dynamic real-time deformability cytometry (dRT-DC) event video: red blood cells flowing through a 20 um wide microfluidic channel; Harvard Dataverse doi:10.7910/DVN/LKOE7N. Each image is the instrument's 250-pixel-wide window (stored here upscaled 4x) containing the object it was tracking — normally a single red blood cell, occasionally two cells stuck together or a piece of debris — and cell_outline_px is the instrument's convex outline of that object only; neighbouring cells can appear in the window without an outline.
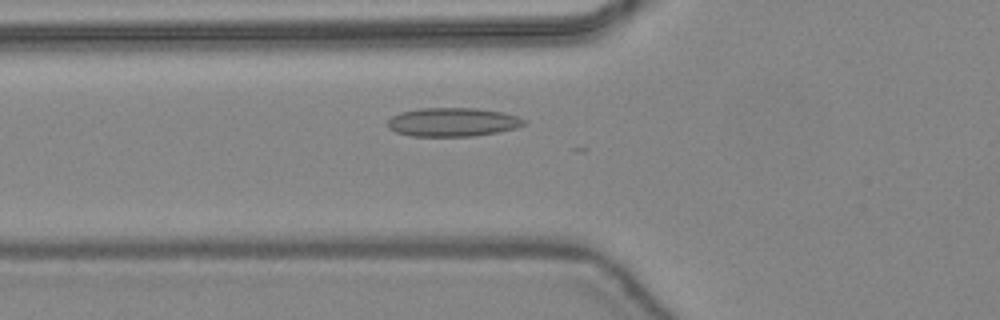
{"species": "common noctule bat (a hibernating species)", "species_latin": "Nyctalus noctula", "temperature_condition": "warm", "stored_images_in_passage": 40, "camera_frame_rate_fps": 3000, "um_per_image_px": 0.085, "animal": {"sex": "female", "body_mass_g": 24.6, "forearm_length_mm": 56.2}, "frame": {"image": 1, "passage_image": 11, "time_ms": 3.333, "image_size_px": [1000, 320], "cell_outline_px": [[528, 120], [524, 124], [516, 128], [496, 132], [472, 136], [412, 136], [396, 132], [388, 128], [388, 120], [392, 116], [400, 112], [420, 108], [476, 108], [504, 112]], "centroid_in_image_um": [38.47, 10.37], "position_along_channel_um": 87.3, "area_um2": 22.83}}
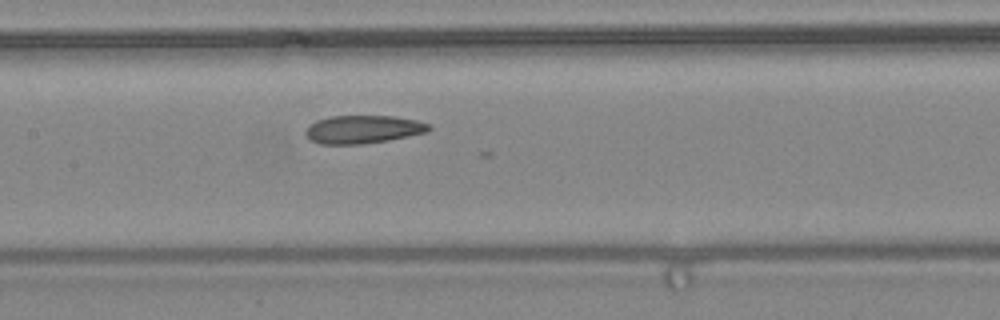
{"frame": {"image": 2, "passage_image": 17, "time_ms": 5.333, "image_size_px": [1000, 320], "cell_outline_px": [[432, 128], [428, 132], [388, 140], [360, 144], [320, 144], [312, 140], [304, 132], [316, 120], [332, 116], [396, 116], [416, 120], [432, 124]], "centroid_in_image_um": [30.92, 10.99], "position_along_channel_um": 176.5, "area_um2": 20.11}}
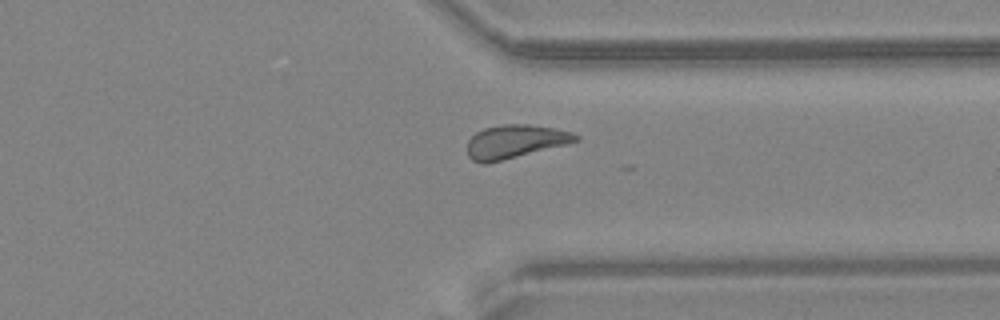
{"frame": {"image": 3, "passage_image": 30, "time_ms": 9.667, "image_size_px": [1000, 320], "cell_outline_px": [[580, 140], [568, 144], [484, 164], [480, 164], [472, 160], [468, 156], [468, 140], [476, 132], [484, 128], [504, 124], [528, 124], [556, 128], [572, 132], [580, 136]], "centroid_in_image_um": [43.8, 12.02], "position_along_channel_um": 367.6, "area_um2": 21.1}}